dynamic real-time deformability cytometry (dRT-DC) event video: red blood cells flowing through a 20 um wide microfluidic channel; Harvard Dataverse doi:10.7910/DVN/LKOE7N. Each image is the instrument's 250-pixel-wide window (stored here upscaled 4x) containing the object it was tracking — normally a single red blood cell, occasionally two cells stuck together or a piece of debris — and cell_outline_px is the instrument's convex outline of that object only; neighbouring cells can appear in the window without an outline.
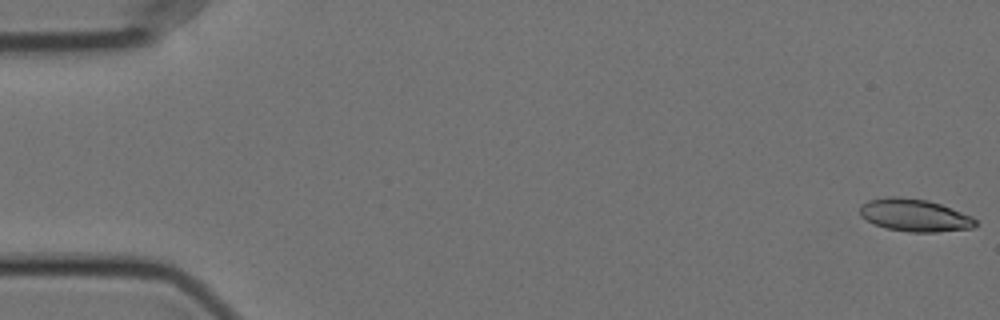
{"species": "Egyptian fruit bat (a non-hibernating species)", "species_latin": "Rousettus aegyptiacus", "temperature_condition": "cold", "stored_images_in_passage": 57, "camera_frame_rate_fps": 3000, "um_per_image_px": 0.085, "animal": {"sex": "female"}, "frame": {"image": 1, "passage_image": 1, "time_ms": 0.0, "image_size_px": [1000, 320], "cell_outline_px": [[976, 224], [972, 228], [936, 232], [908, 232], [884, 228], [860, 216], [860, 204], [868, 200], [888, 196], [900, 196], [928, 200], [940, 204], [972, 216], [976, 220]], "centroid_in_image_um": [77.71, 18.29], "position_along_channel_um": 7.3, "area_um2": 21.96}}
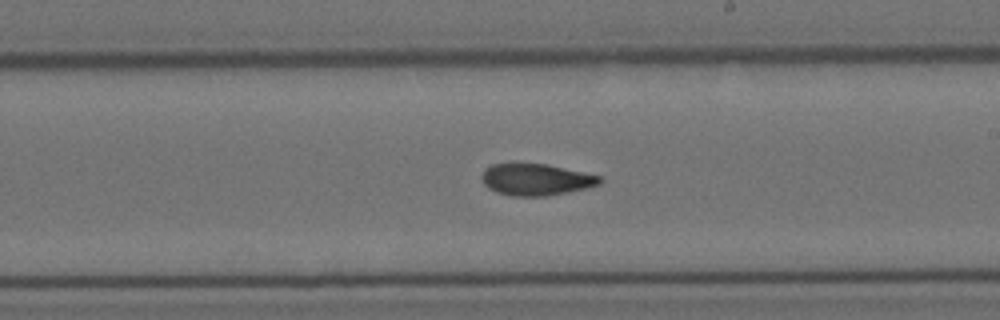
{"frame": {"image": 2, "passage_image": 33, "time_ms": 10.667, "image_size_px": [1000, 320], "cell_outline_px": [[604, 180], [600, 184], [588, 188], [568, 192], [544, 196], [512, 196], [496, 192], [488, 188], [484, 184], [480, 176], [484, 168], [492, 164], [548, 164], [600, 176]], "centroid_in_image_um": [45.55, 15.27], "position_along_channel_um": 243.4, "area_um2": 21.85}}
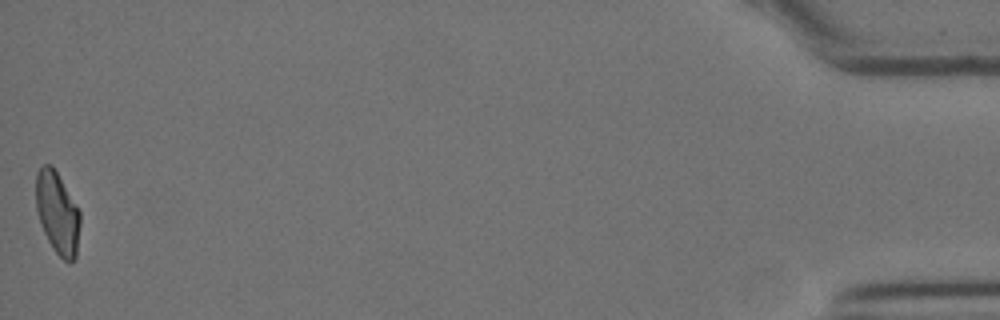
{"frame": {"image": 3, "passage_image": 57, "time_ms": 18.667, "image_size_px": [1000, 320], "cell_outline_px": [[80, 224], [76, 256], [72, 260], [64, 260], [52, 248], [40, 224], [36, 208], [36, 172], [44, 164], [52, 164], [80, 212]], "centroid_in_image_um": [4.86, 18.08], "position_along_channel_um": 430.3, "area_um2": 20.92}, "authors_computed_cell_mechanics": {"area_um2": 22.0796, "velocity_mm_per_s": 3.5611, "shape_relaxation_time_tau1_ms": null, "shape_relaxation_time_tau2_ms": 3.7275, "deformation_change_tau1": null, "deformation_change_tau2": 0.0949}}